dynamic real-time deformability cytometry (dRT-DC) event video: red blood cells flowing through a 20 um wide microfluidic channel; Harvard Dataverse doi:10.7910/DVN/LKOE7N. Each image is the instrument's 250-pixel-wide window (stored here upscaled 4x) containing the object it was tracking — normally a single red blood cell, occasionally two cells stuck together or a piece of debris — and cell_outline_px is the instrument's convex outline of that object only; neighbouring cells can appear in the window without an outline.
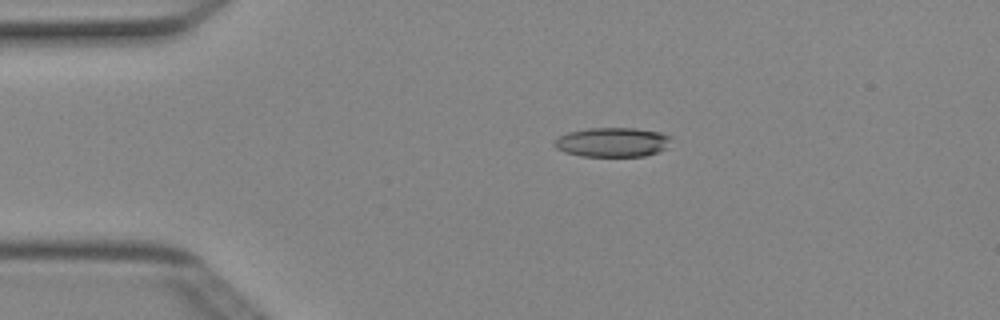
{"species": "Egyptian fruit bat (a non-hibernating species)", "species_latin": "Rousettus aegyptiacus", "temperature_condition": "cold", "stored_images_in_passage": 4, "camera_frame_rate_fps": 3000, "um_per_image_px": 0.085, "animal": {"sex": "female"}, "frame": {"image": 1, "passage_image": 3, "time_ms": 0.667, "image_size_px": [1000, 320], "cell_outline_px": [[672, 136], [664, 148], [656, 152], [644, 156], [580, 156], [564, 152], [556, 148], [552, 144], [560, 136], [568, 132], [588, 128], [636, 128], [660, 132]], "centroid_in_image_um": [52.02, 12.08], "position_along_channel_um": 33.0, "area_um2": 19.88}}